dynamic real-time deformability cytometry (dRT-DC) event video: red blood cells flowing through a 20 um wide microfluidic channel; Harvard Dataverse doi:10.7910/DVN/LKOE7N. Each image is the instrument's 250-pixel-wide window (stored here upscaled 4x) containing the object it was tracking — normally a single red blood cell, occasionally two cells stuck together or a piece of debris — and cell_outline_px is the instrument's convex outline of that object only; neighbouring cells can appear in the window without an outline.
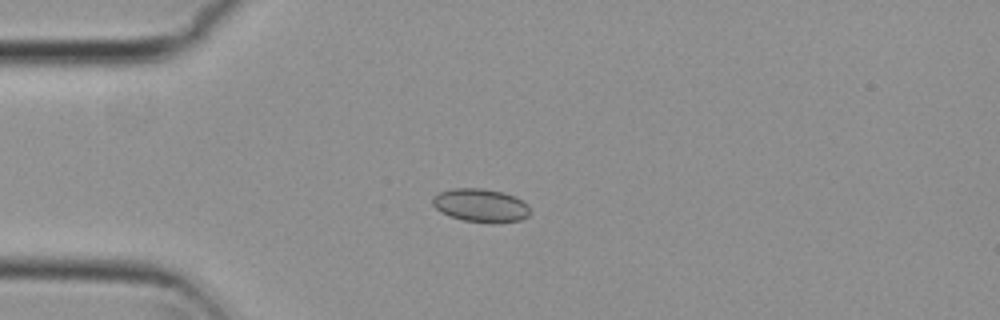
{"species": "common noctule bat (a hibernating species)", "species_latin": "Nyctalus noctula", "temperature_condition": "cold", "stored_images_in_passage": 4, "camera_frame_rate_fps": 3000, "um_per_image_px": 0.085, "animal": {"sex": "female", "body_mass_g": 29.2, "forearm_length_mm": 56.3}, "frame": {"image": 1, "passage_image": 1, "time_ms": 0.0, "image_size_px": [1000, 320], "cell_outline_px": [[528, 216], [520, 220], [464, 220], [448, 216], [440, 212], [432, 204], [432, 196], [440, 192], [452, 188], [484, 188], [504, 192], [516, 196], [528, 204]], "centroid_in_image_um": [40.8, 17.39], "position_along_channel_um": 44.2, "area_um2": 18.44}}
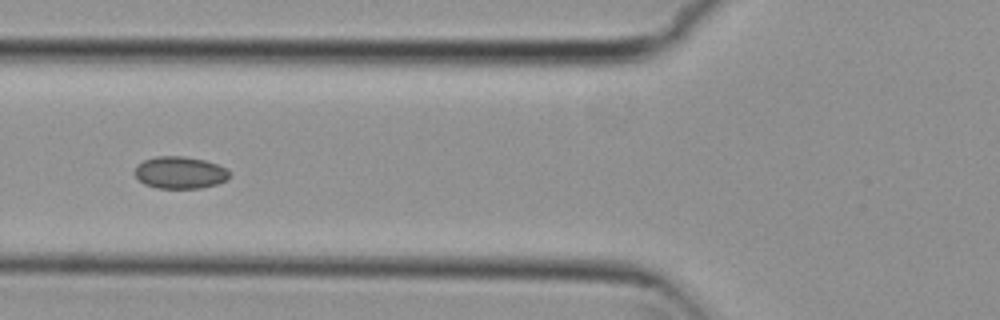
{"frame": {"image": 2, "passage_image": 3, "time_ms": 0.667, "image_size_px": [1000, 320], "cell_outline_px": [[232, 176], [228, 180], [216, 184], [200, 188], [156, 188], [144, 184], [132, 172], [136, 164], [144, 160], [156, 156], [184, 156], [204, 160], [228, 168], [232, 172]], "centroid_in_image_um": [15.31, 14.67], "position_along_channel_um": 110.5, "area_um2": 18.09}}
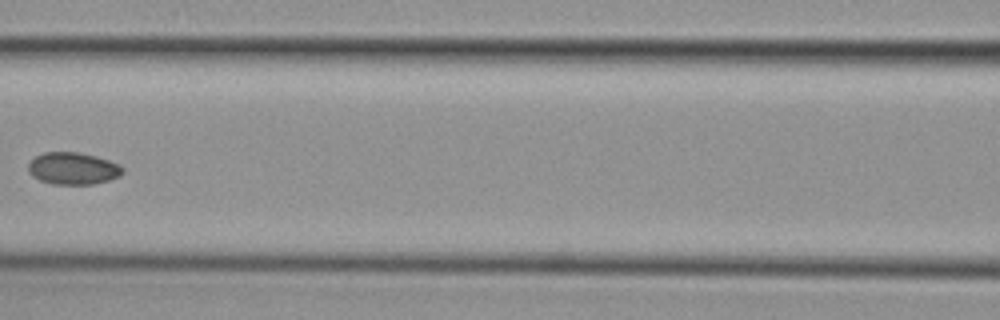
{"frame": {"image": 3, "passage_image": 4, "time_ms": 1.0, "image_size_px": [1000, 320], "cell_outline_px": [[124, 172], [120, 176], [108, 180], [92, 184], [52, 184], [40, 180], [32, 176], [28, 172], [28, 164], [36, 156], [44, 152], [80, 152], [96, 156], [120, 164], [124, 168]], "centroid_in_image_um": [6.22, 14.31], "position_along_channel_um": 160.4, "area_um2": 17.74}}